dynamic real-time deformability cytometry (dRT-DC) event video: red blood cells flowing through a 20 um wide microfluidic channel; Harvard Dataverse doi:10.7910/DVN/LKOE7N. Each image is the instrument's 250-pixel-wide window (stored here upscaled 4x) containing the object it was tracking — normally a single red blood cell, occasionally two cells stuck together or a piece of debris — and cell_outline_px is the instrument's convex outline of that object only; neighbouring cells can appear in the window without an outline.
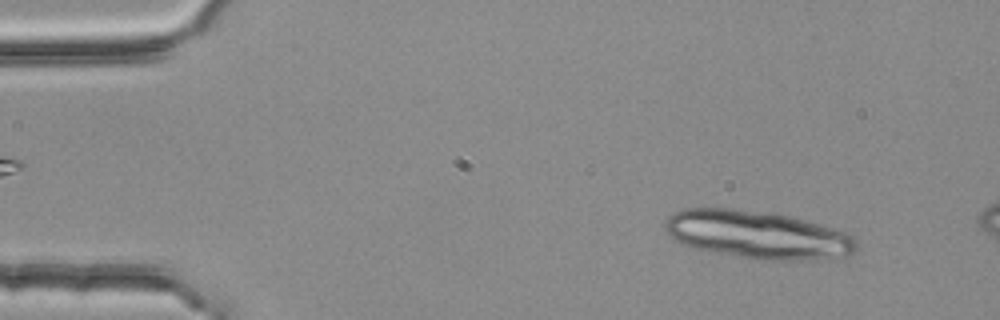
{"species": "common noctule bat (a hibernating species)", "species_latin": "Nyctalus noctula", "temperature_condition": "room temperature", "stored_images_in_passage": 3, "camera_frame_rate_fps": 3000, "um_per_image_px": 0.085, "animal": {"sex": "female", "body_mass_g": 25.1}, "frame": {"image": 1, "passage_image": 1, "time_ms": 0.0, "image_size_px": [1000, 320], "cell_outline_px": [[856, 252], [848, 256], [816, 260], [756, 260], [692, 248], [672, 240], [668, 236], [664, 228], [664, 220], [672, 212], [684, 208], [732, 208], [776, 212], [792, 216], [832, 228], [844, 232], [852, 236], [856, 240]], "centroid_in_image_um": [64.34, 19.95], "position_along_channel_um": 20.7, "area_um2": 54.51}}